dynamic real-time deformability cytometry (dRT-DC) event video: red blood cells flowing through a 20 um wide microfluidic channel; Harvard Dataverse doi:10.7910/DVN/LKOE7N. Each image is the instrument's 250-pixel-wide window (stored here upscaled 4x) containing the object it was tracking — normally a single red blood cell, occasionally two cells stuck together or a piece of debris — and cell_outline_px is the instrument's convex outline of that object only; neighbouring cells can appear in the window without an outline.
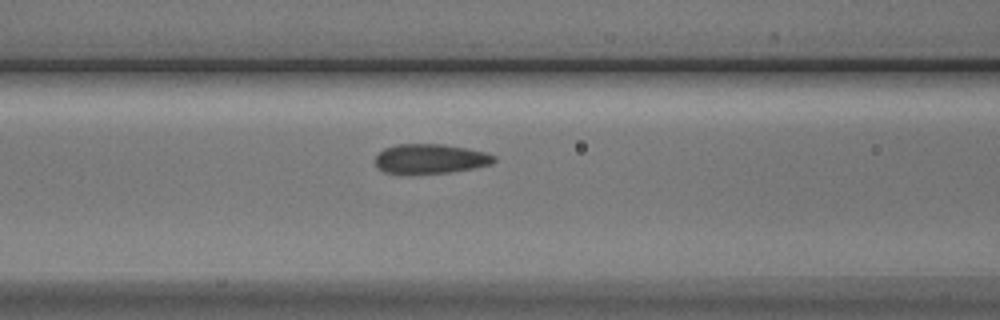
{"species": "Egyptian fruit bat (a non-hibernating species)", "species_latin": "Rousettus aegyptiacus", "temperature_condition": "cold", "stored_images_in_passage": 4, "segment_of_instrument_passage": [2, 2], "camera_frame_rate_fps": 3000, "um_per_image_px": 0.085, "animal": {"sex": "male"}, "frame": {"image": 1, "passage_image": 4, "time_ms": 4.667, "image_size_px": [1000, 320], "cell_outline_px": [[496, 160], [492, 164], [472, 168], [448, 172], [384, 172], [376, 164], [376, 156], [384, 148], [396, 144], [444, 144], [468, 148], [488, 152], [496, 156]], "centroid_in_image_um": [36.65, 13.46], "position_along_channel_um": 130.0, "area_um2": 20.11}}